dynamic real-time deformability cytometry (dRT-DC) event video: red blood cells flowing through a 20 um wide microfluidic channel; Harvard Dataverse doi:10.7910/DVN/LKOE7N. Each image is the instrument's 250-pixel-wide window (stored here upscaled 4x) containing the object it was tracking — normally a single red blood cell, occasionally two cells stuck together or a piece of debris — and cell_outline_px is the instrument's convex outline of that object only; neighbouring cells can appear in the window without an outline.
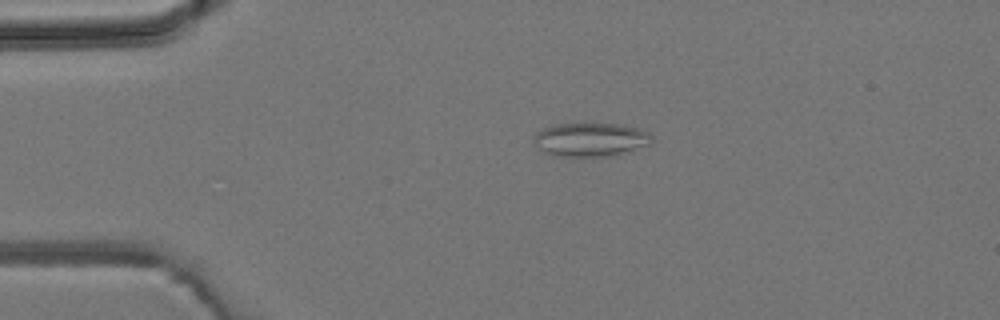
{"species": "common noctule bat (a hibernating species)", "species_latin": "Nyctalus noctula", "temperature_condition": "room temperature", "stored_images_in_passage": 4, "camera_frame_rate_fps": 3000, "um_per_image_px": 0.085, "animal": {"sex": "male", "body_mass_g": 19.2, "forearm_length_mm": 51.8}, "frame": {"image": 1, "passage_image": 3, "time_ms": 2.333, "image_size_px": [1000, 320], "cell_outline_px": [[652, 140], [648, 144], [616, 156], [552, 156], [540, 152], [532, 140], [532, 136], [536, 132], [552, 124], [616, 124], [640, 128], [648, 132], [652, 136]], "centroid_in_image_um": [50.12, 11.88], "position_along_channel_um": 34.9, "area_um2": 23.47}}